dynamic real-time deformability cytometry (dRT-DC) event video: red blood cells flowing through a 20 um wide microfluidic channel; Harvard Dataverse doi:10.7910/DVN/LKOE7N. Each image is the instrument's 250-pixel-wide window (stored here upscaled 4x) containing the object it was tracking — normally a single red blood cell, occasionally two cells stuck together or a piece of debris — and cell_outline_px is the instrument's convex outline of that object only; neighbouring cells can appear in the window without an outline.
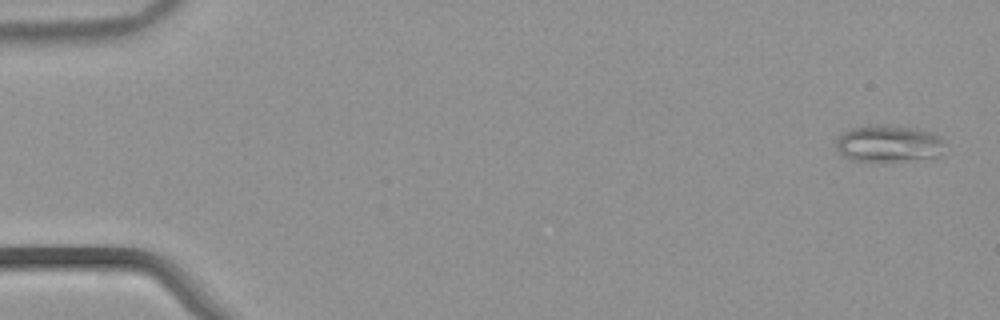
{"species": "common noctule bat (a hibernating species)", "species_latin": "Nyctalus noctula", "temperature_condition": "warm", "stored_images_in_passage": 52, "camera_frame_rate_fps": 3000, "um_per_image_px": 0.085, "animal": {"sex": "male", "body_mass_g": 21.5, "forearm_length_mm": 52.0}, "frame": {"image": 1, "passage_image": 1, "time_ms": 0.0, "image_size_px": [1000, 320], "cell_outline_px": [[944, 140], [940, 156], [936, 160], [852, 160], [844, 156], [836, 148], [836, 140], [844, 132], [852, 128], [864, 124], [884, 124], [920, 128]], "centroid_in_image_um": [75.57, 12.19], "position_along_channel_um": 9.4, "area_um2": 23.64}}
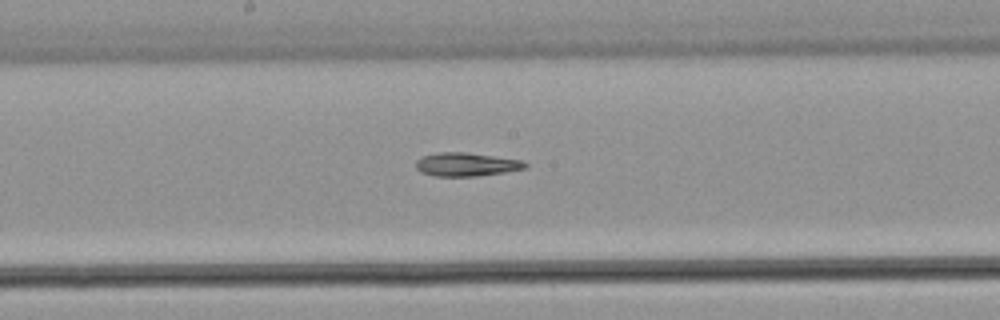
{"frame": {"image": 2, "passage_image": 28, "time_ms": 9.0, "image_size_px": [1000, 320], "cell_outline_px": [[528, 168], [504, 172], [476, 176], [436, 176], [420, 172], [416, 168], [416, 160], [424, 156], [436, 152], [464, 152], [524, 160], [528, 164]], "centroid_in_image_um": [39.66, 13.97], "position_along_channel_um": 208.5, "area_um2": 15.03}}
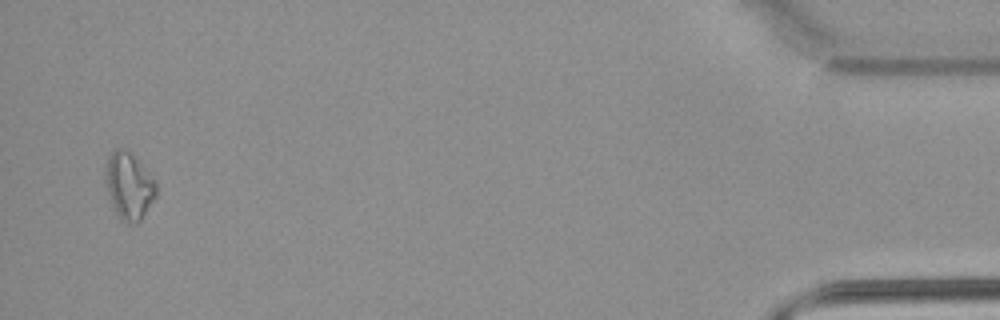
{"frame": {"image": 3, "passage_image": 51, "time_ms": 16.667, "image_size_px": [1000, 320], "cell_outline_px": [[156, 196], [140, 220], [136, 224], [128, 224], [120, 220], [112, 204], [104, 180], [108, 160], [112, 152], [116, 148], [124, 148], [156, 180]], "centroid_in_image_um": [10.96, 15.84], "position_along_channel_um": 424.2, "area_um2": 19.36}}